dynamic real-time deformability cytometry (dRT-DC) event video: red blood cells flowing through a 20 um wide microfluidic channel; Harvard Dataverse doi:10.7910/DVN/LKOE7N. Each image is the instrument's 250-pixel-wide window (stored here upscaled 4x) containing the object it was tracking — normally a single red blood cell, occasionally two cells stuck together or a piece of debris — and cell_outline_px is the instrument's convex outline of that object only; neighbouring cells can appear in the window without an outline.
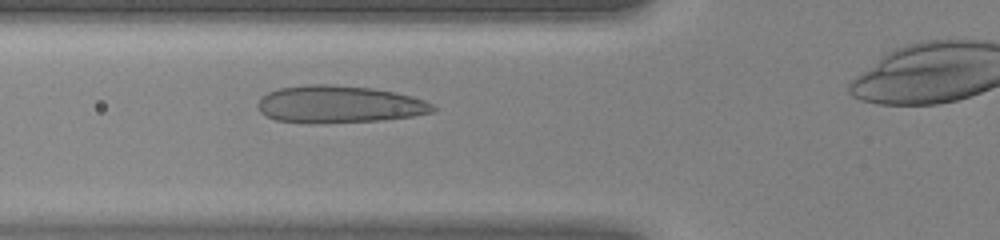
{"species": "human", "species_latin": "Homo sapiens", "temperature_condition": "warm", "stored_images_in_passage": 30, "camera_frame_rate_fps": 3000, "um_per_image_px": 0.085, "donor": {"sex": "female"}, "frame": {"image": 1, "passage_image": 7, "time_ms": 2.0, "image_size_px": [1000, 240], "cell_outline_px": [[436, 112], [412, 116], [380, 120], [324, 124], [316, 124], [276, 120], [260, 112], [256, 104], [268, 92], [280, 88], [308, 84], [328, 84], [372, 88], [396, 92], [412, 96], [424, 100], [432, 104], [436, 108]], "centroid_in_image_um": [28.84, 8.88], "position_along_channel_um": 97.0, "area_um2": 38.26}}
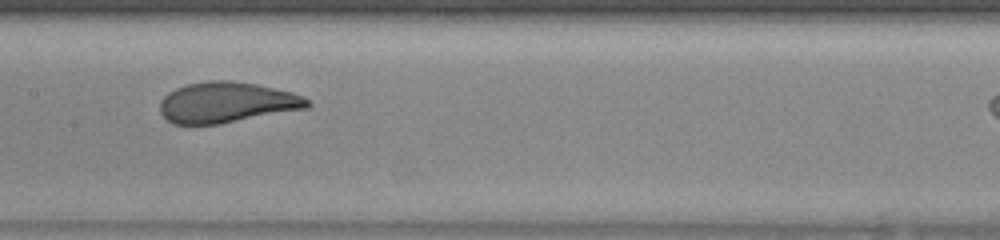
{"frame": {"image": 2, "passage_image": 13, "time_ms": 4.0, "image_size_px": [1000, 240], "cell_outline_px": [[312, 104], [308, 108], [220, 124], [172, 124], [160, 112], [160, 100], [168, 92], [176, 88], [188, 84], [208, 80], [228, 80], [256, 84], [292, 92], [304, 96]], "centroid_in_image_um": [19.28, 8.71], "position_along_channel_um": 188.1, "area_um2": 35.03}}
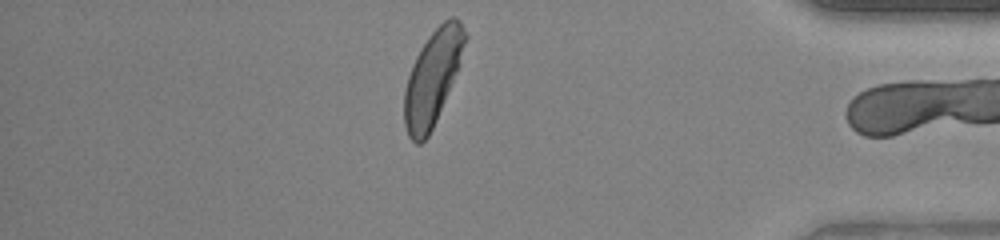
{"frame": {"image": 3, "passage_image": 29, "time_ms": 9.333, "image_size_px": [1000, 240], "cell_outline_px": [[468, 36], [460, 64], [436, 120], [428, 136], [420, 144], [416, 144], [408, 136], [404, 124], [404, 92], [408, 76], [412, 64], [420, 48], [428, 36], [444, 20], [452, 16], [456, 16], [460, 20]], "centroid_in_image_um": [36.77, 6.57], "position_along_channel_um": 398.4, "area_um2": 33.35}}